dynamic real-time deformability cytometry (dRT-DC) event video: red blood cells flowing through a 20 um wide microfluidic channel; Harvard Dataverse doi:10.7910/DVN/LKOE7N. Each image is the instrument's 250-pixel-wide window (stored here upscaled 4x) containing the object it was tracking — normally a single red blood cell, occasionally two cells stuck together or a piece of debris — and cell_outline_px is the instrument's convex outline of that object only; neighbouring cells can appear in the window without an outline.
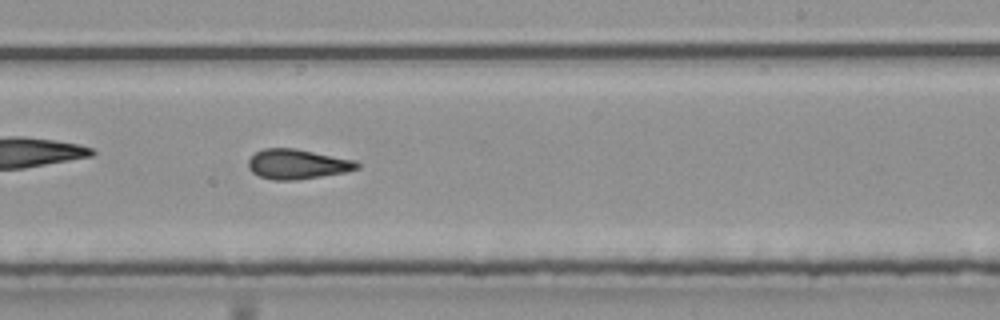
{"species": "common noctule bat (a hibernating species)", "species_latin": "Nyctalus noctula", "temperature_condition": "room temperature", "stored_images_in_passage": 38, "camera_frame_rate_fps": 3000, "um_per_image_px": 0.085, "animal": {"sex": "male", "body_mass_g": 20.4}, "frame": {"image": 1, "passage_image": 17, "time_ms": 5.333, "image_size_px": [1000, 320], "cell_outline_px": [[360, 168], [344, 172], [296, 180], [272, 180], [260, 176], [252, 172], [248, 168], [248, 160], [256, 152], [264, 148], [296, 148], [356, 160], [360, 164]], "centroid_in_image_um": [25.28, 13.94], "position_along_channel_um": 263.7, "area_um2": 18.96}, "authors_computed_cell_mechanics": {"area_um2": 18.496, "velocity_mm_per_s": 3.8754, "shape_relaxation_time_tau1_ms": null, "shape_relaxation_time_tau2_ms": 1.45, "deformation_change_tau1": null, "deformation_change_tau2": 0.0864}}